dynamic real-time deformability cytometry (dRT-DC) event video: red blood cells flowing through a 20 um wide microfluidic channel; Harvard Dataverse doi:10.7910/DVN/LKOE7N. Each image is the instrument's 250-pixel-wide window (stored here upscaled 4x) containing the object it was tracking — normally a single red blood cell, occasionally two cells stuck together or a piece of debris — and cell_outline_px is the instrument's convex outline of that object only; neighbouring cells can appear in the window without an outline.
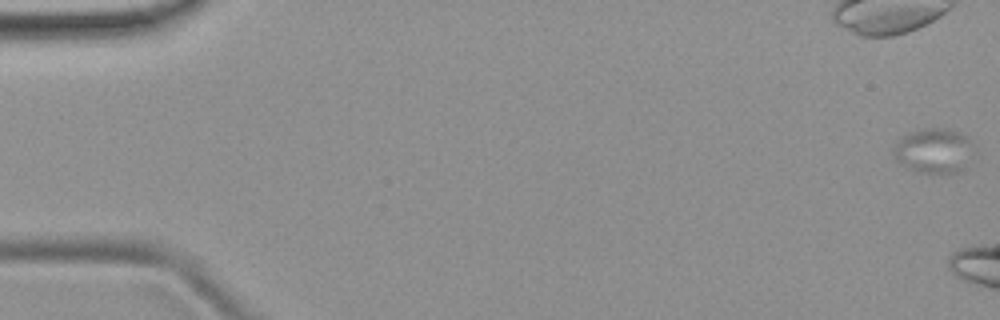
{"species": "common noctule bat (a hibernating species)", "species_latin": "Nyctalus noctula", "temperature_condition": "room temperature", "stored_images_in_passage": 10, "camera_frame_rate_fps": 3000, "um_per_image_px": 0.085, "animal": {"sex": "female", "body_mass_g": 19.9}, "frame": {"image": 1, "passage_image": 1, "time_ms": 0.0, "image_size_px": [1000, 320], "cell_outline_px": [[968, 140], [960, 172], [932, 176], [920, 172], [896, 160], [892, 148], [896, 140], [912, 132], [928, 128], [940, 128], [956, 132], [968, 136]], "centroid_in_image_um": [79.22, 12.83], "position_along_channel_um": 5.8, "area_um2": 19.88}}